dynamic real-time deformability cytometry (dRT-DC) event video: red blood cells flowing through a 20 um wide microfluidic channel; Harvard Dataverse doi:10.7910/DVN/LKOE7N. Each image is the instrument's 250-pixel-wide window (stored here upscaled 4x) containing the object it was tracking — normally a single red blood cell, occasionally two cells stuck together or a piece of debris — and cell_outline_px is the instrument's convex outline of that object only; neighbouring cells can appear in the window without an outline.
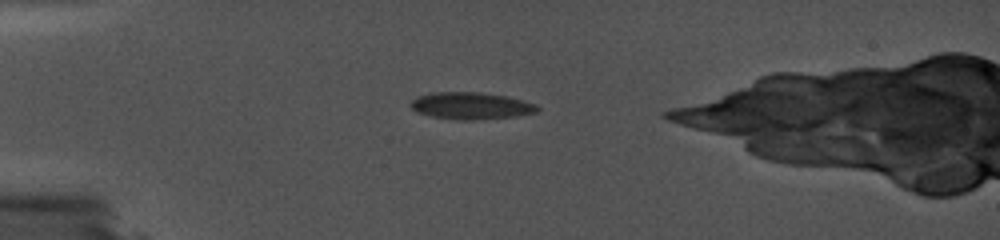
{"species": "common noctule bat (a hibernating species)", "species_latin": "Nyctalus noctula", "temperature_condition": "cold", "stored_images_in_passage": 48, "camera_frame_rate_fps": 5000, "um_per_image_px": 0.085, "animal": {"sex": "female", "body_mass_g": 19.0, "forearm_length_mm": 56.7}, "frame": {"image": 1, "passage_image": 1, "time_ms": 0.0, "image_size_px": [1000, 240], "cell_outline_px": [[540, 108], [536, 112], [516, 116], [476, 120], [456, 120], [432, 116], [416, 112], [408, 104], [416, 96], [432, 92], [480, 92], [508, 96], [524, 100], [536, 104]], "centroid_in_image_um": [40.02, 8.98], "position_along_channel_um": 45.0, "area_um2": 20.17}}
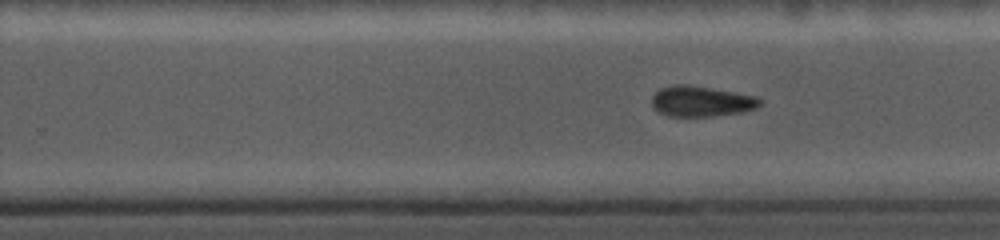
{"frame": {"image": 2, "passage_image": 35, "time_ms": 6.8, "image_size_px": [1000, 240], "cell_outline_px": [[760, 104], [756, 108], [740, 112], [712, 116], [668, 116], [656, 112], [652, 108], [652, 96], [660, 88], [672, 84], [688, 84], [756, 96], [760, 100]], "centroid_in_image_um": [59.53, 8.61], "position_along_channel_um": 270.3, "area_um2": 19.25}}
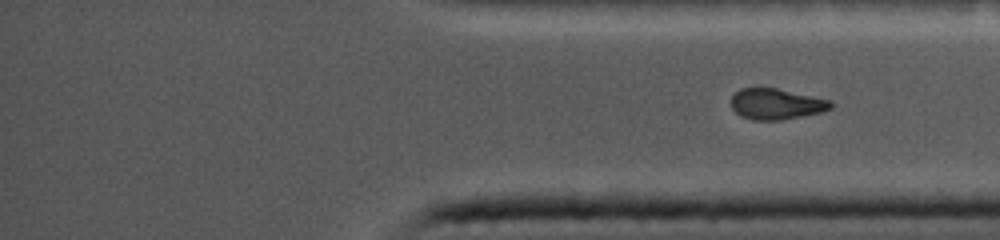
{"frame": {"image": 3, "passage_image": 48, "time_ms": 9.4, "image_size_px": [1000, 240], "cell_outline_px": [[832, 108], [820, 112], [780, 120], [752, 120], [740, 116], [732, 108], [732, 96], [740, 88], [760, 84], [832, 100]], "centroid_in_image_um": [65.94, 8.79], "position_along_channel_um": 369.3, "area_um2": 18.44}}